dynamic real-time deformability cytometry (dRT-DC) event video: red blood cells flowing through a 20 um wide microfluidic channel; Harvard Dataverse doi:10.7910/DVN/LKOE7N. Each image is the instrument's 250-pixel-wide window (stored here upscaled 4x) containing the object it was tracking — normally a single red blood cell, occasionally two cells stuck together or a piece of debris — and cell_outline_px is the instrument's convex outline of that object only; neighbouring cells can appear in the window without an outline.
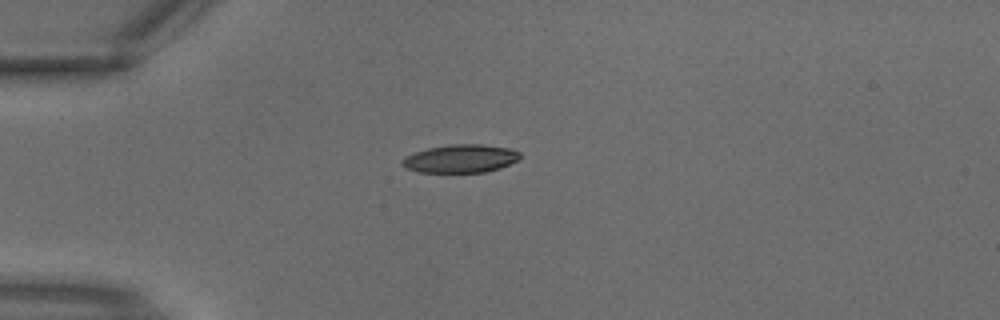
{"species": "common noctule bat (a hibernating species)", "species_latin": "Nyctalus noctula", "temperature_condition": "warm", "stored_images_in_passage": 1, "camera_frame_rate_fps": 3000, "um_per_image_px": 0.085, "animal": {"sex": "male", "body_mass_g": 18.8}, "frame": {"image": 1, "passage_image": 1, "time_ms": 0.0, "image_size_px": [1000, 320], "cell_outline_px": [[520, 156], [516, 160], [500, 168], [484, 172], [416, 172], [400, 164], [400, 160], [404, 156], [428, 148], [448, 144], [484, 144], [508, 148], [520, 152]], "centroid_in_image_um": [39.1, 13.47], "position_along_channel_um": 45.9, "area_um2": 19.31}}